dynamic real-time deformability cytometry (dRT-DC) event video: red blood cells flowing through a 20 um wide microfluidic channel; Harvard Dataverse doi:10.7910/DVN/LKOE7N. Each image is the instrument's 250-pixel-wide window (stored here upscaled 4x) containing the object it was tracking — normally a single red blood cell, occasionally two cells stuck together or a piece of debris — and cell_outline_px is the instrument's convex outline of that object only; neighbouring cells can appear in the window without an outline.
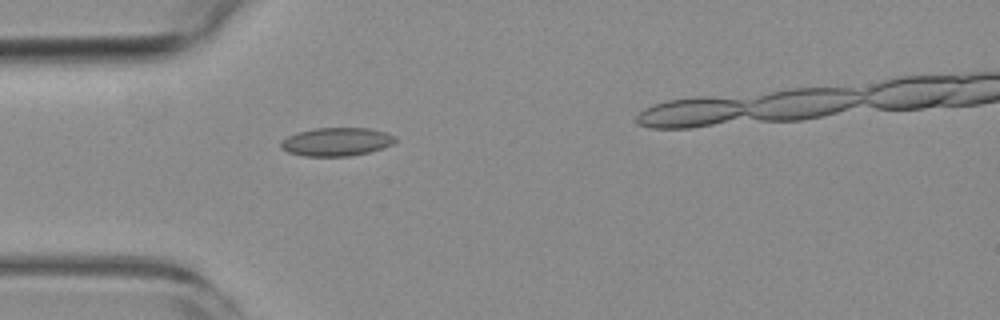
{"species": "common noctule bat (a hibernating species)", "species_latin": "Nyctalus noctula", "temperature_condition": "room temperature", "stored_images_in_passage": 5, "camera_frame_rate_fps": 3000, "um_per_image_px": 0.085, "animal": {"sex": "female", "body_mass_g": 19.3, "forearm_length_mm": 54.1}, "frame": {"image": 1, "passage_image": 4, "time_ms": 5.0, "image_size_px": [1000, 320], "cell_outline_px": [[396, 140], [392, 144], [384, 148], [368, 152], [348, 156], [304, 156], [288, 152], [280, 148], [280, 140], [296, 132], [316, 128], [368, 128], [384, 132], [396, 136]], "centroid_in_image_um": [28.57, 12.05], "position_along_channel_um": 56.4, "area_um2": 18.96}}